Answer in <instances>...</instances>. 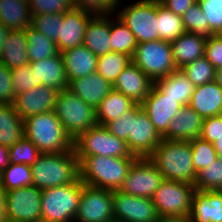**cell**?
<instances>
[{"label":"cell","mask_w":222,"mask_h":222,"mask_svg":"<svg viewBox=\"0 0 222 222\" xmlns=\"http://www.w3.org/2000/svg\"><path fill=\"white\" fill-rule=\"evenodd\" d=\"M148 158L155 164L164 180L194 185L197 173L193 167L190 141L162 139Z\"/></svg>","instance_id":"1"},{"label":"cell","mask_w":222,"mask_h":222,"mask_svg":"<svg viewBox=\"0 0 222 222\" xmlns=\"http://www.w3.org/2000/svg\"><path fill=\"white\" fill-rule=\"evenodd\" d=\"M31 167L33 185L40 190L68 185L79 179V161L75 150L41 153Z\"/></svg>","instance_id":"2"},{"label":"cell","mask_w":222,"mask_h":222,"mask_svg":"<svg viewBox=\"0 0 222 222\" xmlns=\"http://www.w3.org/2000/svg\"><path fill=\"white\" fill-rule=\"evenodd\" d=\"M136 159L99 155L84 157L79 162V179L87 186L119 190Z\"/></svg>","instance_id":"3"},{"label":"cell","mask_w":222,"mask_h":222,"mask_svg":"<svg viewBox=\"0 0 222 222\" xmlns=\"http://www.w3.org/2000/svg\"><path fill=\"white\" fill-rule=\"evenodd\" d=\"M24 136L41 153H62L73 150V140L66 134L54 110L24 119Z\"/></svg>","instance_id":"4"},{"label":"cell","mask_w":222,"mask_h":222,"mask_svg":"<svg viewBox=\"0 0 222 222\" xmlns=\"http://www.w3.org/2000/svg\"><path fill=\"white\" fill-rule=\"evenodd\" d=\"M83 184L78 179L68 185L42 190V222H74Z\"/></svg>","instance_id":"5"},{"label":"cell","mask_w":222,"mask_h":222,"mask_svg":"<svg viewBox=\"0 0 222 222\" xmlns=\"http://www.w3.org/2000/svg\"><path fill=\"white\" fill-rule=\"evenodd\" d=\"M54 112L73 141L97 125L96 109L68 89L58 92Z\"/></svg>","instance_id":"6"},{"label":"cell","mask_w":222,"mask_h":222,"mask_svg":"<svg viewBox=\"0 0 222 222\" xmlns=\"http://www.w3.org/2000/svg\"><path fill=\"white\" fill-rule=\"evenodd\" d=\"M78 161L84 157L99 155L103 157L138 158L132 155L126 141L112 135L104 126L95 125L73 141Z\"/></svg>","instance_id":"7"},{"label":"cell","mask_w":222,"mask_h":222,"mask_svg":"<svg viewBox=\"0 0 222 222\" xmlns=\"http://www.w3.org/2000/svg\"><path fill=\"white\" fill-rule=\"evenodd\" d=\"M132 62L153 82L175 71L171 43L161 39L138 43Z\"/></svg>","instance_id":"8"},{"label":"cell","mask_w":222,"mask_h":222,"mask_svg":"<svg viewBox=\"0 0 222 222\" xmlns=\"http://www.w3.org/2000/svg\"><path fill=\"white\" fill-rule=\"evenodd\" d=\"M194 192L192 184L164 180L151 199L159 216L189 218Z\"/></svg>","instance_id":"9"},{"label":"cell","mask_w":222,"mask_h":222,"mask_svg":"<svg viewBox=\"0 0 222 222\" xmlns=\"http://www.w3.org/2000/svg\"><path fill=\"white\" fill-rule=\"evenodd\" d=\"M119 13L117 17L135 35L137 43L159 39L157 0H139L123 7Z\"/></svg>","instance_id":"10"},{"label":"cell","mask_w":222,"mask_h":222,"mask_svg":"<svg viewBox=\"0 0 222 222\" xmlns=\"http://www.w3.org/2000/svg\"><path fill=\"white\" fill-rule=\"evenodd\" d=\"M163 181V175L148 157L137 158L119 191L135 197L152 198Z\"/></svg>","instance_id":"11"},{"label":"cell","mask_w":222,"mask_h":222,"mask_svg":"<svg viewBox=\"0 0 222 222\" xmlns=\"http://www.w3.org/2000/svg\"><path fill=\"white\" fill-rule=\"evenodd\" d=\"M113 216V191L82 185L74 222H106Z\"/></svg>","instance_id":"12"},{"label":"cell","mask_w":222,"mask_h":222,"mask_svg":"<svg viewBox=\"0 0 222 222\" xmlns=\"http://www.w3.org/2000/svg\"><path fill=\"white\" fill-rule=\"evenodd\" d=\"M42 190L34 185L6 192V219L24 222H42Z\"/></svg>","instance_id":"13"},{"label":"cell","mask_w":222,"mask_h":222,"mask_svg":"<svg viewBox=\"0 0 222 222\" xmlns=\"http://www.w3.org/2000/svg\"><path fill=\"white\" fill-rule=\"evenodd\" d=\"M163 138L156 131L141 104L136 107V118H132L131 135L127 146L132 155L138 158L149 157Z\"/></svg>","instance_id":"14"},{"label":"cell","mask_w":222,"mask_h":222,"mask_svg":"<svg viewBox=\"0 0 222 222\" xmlns=\"http://www.w3.org/2000/svg\"><path fill=\"white\" fill-rule=\"evenodd\" d=\"M113 216L125 222H156L159 215L151 198L113 191Z\"/></svg>","instance_id":"15"},{"label":"cell","mask_w":222,"mask_h":222,"mask_svg":"<svg viewBox=\"0 0 222 222\" xmlns=\"http://www.w3.org/2000/svg\"><path fill=\"white\" fill-rule=\"evenodd\" d=\"M141 106L162 138L167 134L171 120L183 107L176 99L166 96L155 84Z\"/></svg>","instance_id":"16"},{"label":"cell","mask_w":222,"mask_h":222,"mask_svg":"<svg viewBox=\"0 0 222 222\" xmlns=\"http://www.w3.org/2000/svg\"><path fill=\"white\" fill-rule=\"evenodd\" d=\"M58 92L43 84L39 85L16 94L13 101L14 109L23 120L33 115L52 111L55 108Z\"/></svg>","instance_id":"17"},{"label":"cell","mask_w":222,"mask_h":222,"mask_svg":"<svg viewBox=\"0 0 222 222\" xmlns=\"http://www.w3.org/2000/svg\"><path fill=\"white\" fill-rule=\"evenodd\" d=\"M153 84L154 82L132 62L118 75L113 84V90L141 104L149 95Z\"/></svg>","instance_id":"18"},{"label":"cell","mask_w":222,"mask_h":222,"mask_svg":"<svg viewBox=\"0 0 222 222\" xmlns=\"http://www.w3.org/2000/svg\"><path fill=\"white\" fill-rule=\"evenodd\" d=\"M93 16L75 7L63 14V25L56 42L59 52L83 45L86 26Z\"/></svg>","instance_id":"19"},{"label":"cell","mask_w":222,"mask_h":222,"mask_svg":"<svg viewBox=\"0 0 222 222\" xmlns=\"http://www.w3.org/2000/svg\"><path fill=\"white\" fill-rule=\"evenodd\" d=\"M67 89L96 109L113 90V85L96 71L87 76L70 80Z\"/></svg>","instance_id":"20"},{"label":"cell","mask_w":222,"mask_h":222,"mask_svg":"<svg viewBox=\"0 0 222 222\" xmlns=\"http://www.w3.org/2000/svg\"><path fill=\"white\" fill-rule=\"evenodd\" d=\"M32 73L36 76V87L45 85L57 91L68 88L63 58L61 53L36 62H29Z\"/></svg>","instance_id":"21"},{"label":"cell","mask_w":222,"mask_h":222,"mask_svg":"<svg viewBox=\"0 0 222 222\" xmlns=\"http://www.w3.org/2000/svg\"><path fill=\"white\" fill-rule=\"evenodd\" d=\"M190 222H222V191L195 190Z\"/></svg>","instance_id":"22"},{"label":"cell","mask_w":222,"mask_h":222,"mask_svg":"<svg viewBox=\"0 0 222 222\" xmlns=\"http://www.w3.org/2000/svg\"><path fill=\"white\" fill-rule=\"evenodd\" d=\"M203 118L189 105L171 120L165 140L190 141L200 136Z\"/></svg>","instance_id":"23"},{"label":"cell","mask_w":222,"mask_h":222,"mask_svg":"<svg viewBox=\"0 0 222 222\" xmlns=\"http://www.w3.org/2000/svg\"><path fill=\"white\" fill-rule=\"evenodd\" d=\"M60 53L68 82L96 72L98 56L85 45L76 46Z\"/></svg>","instance_id":"24"},{"label":"cell","mask_w":222,"mask_h":222,"mask_svg":"<svg viewBox=\"0 0 222 222\" xmlns=\"http://www.w3.org/2000/svg\"><path fill=\"white\" fill-rule=\"evenodd\" d=\"M189 106L203 119L222 115V88L216 81L196 86Z\"/></svg>","instance_id":"25"},{"label":"cell","mask_w":222,"mask_h":222,"mask_svg":"<svg viewBox=\"0 0 222 222\" xmlns=\"http://www.w3.org/2000/svg\"><path fill=\"white\" fill-rule=\"evenodd\" d=\"M207 37L184 32L176 40L170 42L173 59L177 69H181L196 59L205 56Z\"/></svg>","instance_id":"26"},{"label":"cell","mask_w":222,"mask_h":222,"mask_svg":"<svg viewBox=\"0 0 222 222\" xmlns=\"http://www.w3.org/2000/svg\"><path fill=\"white\" fill-rule=\"evenodd\" d=\"M83 45L96 56L111 52L110 15H94L88 22Z\"/></svg>","instance_id":"27"},{"label":"cell","mask_w":222,"mask_h":222,"mask_svg":"<svg viewBox=\"0 0 222 222\" xmlns=\"http://www.w3.org/2000/svg\"><path fill=\"white\" fill-rule=\"evenodd\" d=\"M154 84L166 95L176 99L183 106L189 105L195 86L181 69H176L167 77L157 79Z\"/></svg>","instance_id":"28"},{"label":"cell","mask_w":222,"mask_h":222,"mask_svg":"<svg viewBox=\"0 0 222 222\" xmlns=\"http://www.w3.org/2000/svg\"><path fill=\"white\" fill-rule=\"evenodd\" d=\"M0 62L10 70L29 63L27 56V38L24 30H10L0 56Z\"/></svg>","instance_id":"29"},{"label":"cell","mask_w":222,"mask_h":222,"mask_svg":"<svg viewBox=\"0 0 222 222\" xmlns=\"http://www.w3.org/2000/svg\"><path fill=\"white\" fill-rule=\"evenodd\" d=\"M0 23L10 30H24L32 23L29 3L20 0H0Z\"/></svg>","instance_id":"30"},{"label":"cell","mask_w":222,"mask_h":222,"mask_svg":"<svg viewBox=\"0 0 222 222\" xmlns=\"http://www.w3.org/2000/svg\"><path fill=\"white\" fill-rule=\"evenodd\" d=\"M24 136V120L13 104H0V145L11 147Z\"/></svg>","instance_id":"31"},{"label":"cell","mask_w":222,"mask_h":222,"mask_svg":"<svg viewBox=\"0 0 222 222\" xmlns=\"http://www.w3.org/2000/svg\"><path fill=\"white\" fill-rule=\"evenodd\" d=\"M135 102L123 93L112 90L96 108V121L104 126L130 109Z\"/></svg>","instance_id":"32"},{"label":"cell","mask_w":222,"mask_h":222,"mask_svg":"<svg viewBox=\"0 0 222 222\" xmlns=\"http://www.w3.org/2000/svg\"><path fill=\"white\" fill-rule=\"evenodd\" d=\"M27 38V56L29 62H36L59 54L56 42L46 37L31 25L25 29Z\"/></svg>","instance_id":"33"},{"label":"cell","mask_w":222,"mask_h":222,"mask_svg":"<svg viewBox=\"0 0 222 222\" xmlns=\"http://www.w3.org/2000/svg\"><path fill=\"white\" fill-rule=\"evenodd\" d=\"M110 14L111 52H118L133 57L137 40L130 29L117 17L114 21Z\"/></svg>","instance_id":"34"},{"label":"cell","mask_w":222,"mask_h":222,"mask_svg":"<svg viewBox=\"0 0 222 222\" xmlns=\"http://www.w3.org/2000/svg\"><path fill=\"white\" fill-rule=\"evenodd\" d=\"M157 26L159 39L172 42L182 35L185 30L182 17L174 14L157 0Z\"/></svg>","instance_id":"35"},{"label":"cell","mask_w":222,"mask_h":222,"mask_svg":"<svg viewBox=\"0 0 222 222\" xmlns=\"http://www.w3.org/2000/svg\"><path fill=\"white\" fill-rule=\"evenodd\" d=\"M131 63V56L109 52L98 56L96 71L113 85L118 75Z\"/></svg>","instance_id":"36"},{"label":"cell","mask_w":222,"mask_h":222,"mask_svg":"<svg viewBox=\"0 0 222 222\" xmlns=\"http://www.w3.org/2000/svg\"><path fill=\"white\" fill-rule=\"evenodd\" d=\"M0 183L5 191L33 185L31 167L25 164H13L0 174Z\"/></svg>","instance_id":"37"},{"label":"cell","mask_w":222,"mask_h":222,"mask_svg":"<svg viewBox=\"0 0 222 222\" xmlns=\"http://www.w3.org/2000/svg\"><path fill=\"white\" fill-rule=\"evenodd\" d=\"M181 70L195 87L216 80V68L205 56L186 64Z\"/></svg>","instance_id":"38"},{"label":"cell","mask_w":222,"mask_h":222,"mask_svg":"<svg viewBox=\"0 0 222 222\" xmlns=\"http://www.w3.org/2000/svg\"><path fill=\"white\" fill-rule=\"evenodd\" d=\"M195 190L198 191H221L222 190V161L217 158L208 167L197 173L194 182Z\"/></svg>","instance_id":"39"},{"label":"cell","mask_w":222,"mask_h":222,"mask_svg":"<svg viewBox=\"0 0 222 222\" xmlns=\"http://www.w3.org/2000/svg\"><path fill=\"white\" fill-rule=\"evenodd\" d=\"M192 147V162L196 173L208 167L210 163L218 158L214 145L207 140L197 137L190 140Z\"/></svg>","instance_id":"40"},{"label":"cell","mask_w":222,"mask_h":222,"mask_svg":"<svg viewBox=\"0 0 222 222\" xmlns=\"http://www.w3.org/2000/svg\"><path fill=\"white\" fill-rule=\"evenodd\" d=\"M182 22L185 32L202 35L204 37L209 36V22L205 18V14L196 1L182 15Z\"/></svg>","instance_id":"41"},{"label":"cell","mask_w":222,"mask_h":222,"mask_svg":"<svg viewBox=\"0 0 222 222\" xmlns=\"http://www.w3.org/2000/svg\"><path fill=\"white\" fill-rule=\"evenodd\" d=\"M41 152L34 143L23 136L18 142L9 147L10 163L33 165Z\"/></svg>","instance_id":"42"},{"label":"cell","mask_w":222,"mask_h":222,"mask_svg":"<svg viewBox=\"0 0 222 222\" xmlns=\"http://www.w3.org/2000/svg\"><path fill=\"white\" fill-rule=\"evenodd\" d=\"M61 25H63V14L32 15L31 26L50 38L53 42H57L58 40Z\"/></svg>","instance_id":"43"},{"label":"cell","mask_w":222,"mask_h":222,"mask_svg":"<svg viewBox=\"0 0 222 222\" xmlns=\"http://www.w3.org/2000/svg\"><path fill=\"white\" fill-rule=\"evenodd\" d=\"M138 103H135L130 109H128L121 116L116 119L107 122L104 127L117 138L126 141L131 135L132 118H136V107Z\"/></svg>","instance_id":"44"},{"label":"cell","mask_w":222,"mask_h":222,"mask_svg":"<svg viewBox=\"0 0 222 222\" xmlns=\"http://www.w3.org/2000/svg\"><path fill=\"white\" fill-rule=\"evenodd\" d=\"M209 22V36L222 34V0H197Z\"/></svg>","instance_id":"45"},{"label":"cell","mask_w":222,"mask_h":222,"mask_svg":"<svg viewBox=\"0 0 222 222\" xmlns=\"http://www.w3.org/2000/svg\"><path fill=\"white\" fill-rule=\"evenodd\" d=\"M32 15L39 14H64L72 9L73 0H29Z\"/></svg>","instance_id":"46"},{"label":"cell","mask_w":222,"mask_h":222,"mask_svg":"<svg viewBox=\"0 0 222 222\" xmlns=\"http://www.w3.org/2000/svg\"><path fill=\"white\" fill-rule=\"evenodd\" d=\"M121 0H73V6L93 15H108L116 11Z\"/></svg>","instance_id":"47"},{"label":"cell","mask_w":222,"mask_h":222,"mask_svg":"<svg viewBox=\"0 0 222 222\" xmlns=\"http://www.w3.org/2000/svg\"><path fill=\"white\" fill-rule=\"evenodd\" d=\"M11 76L15 95L36 88V76L32 73L29 63L12 69Z\"/></svg>","instance_id":"48"},{"label":"cell","mask_w":222,"mask_h":222,"mask_svg":"<svg viewBox=\"0 0 222 222\" xmlns=\"http://www.w3.org/2000/svg\"><path fill=\"white\" fill-rule=\"evenodd\" d=\"M205 57L216 69L222 67V34L207 37Z\"/></svg>","instance_id":"49"},{"label":"cell","mask_w":222,"mask_h":222,"mask_svg":"<svg viewBox=\"0 0 222 222\" xmlns=\"http://www.w3.org/2000/svg\"><path fill=\"white\" fill-rule=\"evenodd\" d=\"M199 137L212 144L222 138V115L203 119Z\"/></svg>","instance_id":"50"},{"label":"cell","mask_w":222,"mask_h":222,"mask_svg":"<svg viewBox=\"0 0 222 222\" xmlns=\"http://www.w3.org/2000/svg\"><path fill=\"white\" fill-rule=\"evenodd\" d=\"M14 98L11 70L0 62V104H13Z\"/></svg>","instance_id":"51"},{"label":"cell","mask_w":222,"mask_h":222,"mask_svg":"<svg viewBox=\"0 0 222 222\" xmlns=\"http://www.w3.org/2000/svg\"><path fill=\"white\" fill-rule=\"evenodd\" d=\"M196 1L197 0H160V3L174 14L182 17L189 6L193 5Z\"/></svg>","instance_id":"52"},{"label":"cell","mask_w":222,"mask_h":222,"mask_svg":"<svg viewBox=\"0 0 222 222\" xmlns=\"http://www.w3.org/2000/svg\"><path fill=\"white\" fill-rule=\"evenodd\" d=\"M9 147L0 145V174L9 166Z\"/></svg>","instance_id":"53"},{"label":"cell","mask_w":222,"mask_h":222,"mask_svg":"<svg viewBox=\"0 0 222 222\" xmlns=\"http://www.w3.org/2000/svg\"><path fill=\"white\" fill-rule=\"evenodd\" d=\"M6 221V191L0 183V222Z\"/></svg>","instance_id":"54"},{"label":"cell","mask_w":222,"mask_h":222,"mask_svg":"<svg viewBox=\"0 0 222 222\" xmlns=\"http://www.w3.org/2000/svg\"><path fill=\"white\" fill-rule=\"evenodd\" d=\"M156 222H190L187 217H165L159 216Z\"/></svg>","instance_id":"55"},{"label":"cell","mask_w":222,"mask_h":222,"mask_svg":"<svg viewBox=\"0 0 222 222\" xmlns=\"http://www.w3.org/2000/svg\"><path fill=\"white\" fill-rule=\"evenodd\" d=\"M9 32L10 29H7L2 23H0V56L3 49V44L6 38H8Z\"/></svg>","instance_id":"56"},{"label":"cell","mask_w":222,"mask_h":222,"mask_svg":"<svg viewBox=\"0 0 222 222\" xmlns=\"http://www.w3.org/2000/svg\"><path fill=\"white\" fill-rule=\"evenodd\" d=\"M215 81L222 88V67L216 69V80Z\"/></svg>","instance_id":"57"},{"label":"cell","mask_w":222,"mask_h":222,"mask_svg":"<svg viewBox=\"0 0 222 222\" xmlns=\"http://www.w3.org/2000/svg\"><path fill=\"white\" fill-rule=\"evenodd\" d=\"M215 150H222V138L213 143Z\"/></svg>","instance_id":"58"},{"label":"cell","mask_w":222,"mask_h":222,"mask_svg":"<svg viewBox=\"0 0 222 222\" xmlns=\"http://www.w3.org/2000/svg\"><path fill=\"white\" fill-rule=\"evenodd\" d=\"M218 158L222 161V150H216Z\"/></svg>","instance_id":"59"},{"label":"cell","mask_w":222,"mask_h":222,"mask_svg":"<svg viewBox=\"0 0 222 222\" xmlns=\"http://www.w3.org/2000/svg\"><path fill=\"white\" fill-rule=\"evenodd\" d=\"M106 222H125V221H122V220H119V219H115V218H112L111 220H108Z\"/></svg>","instance_id":"60"},{"label":"cell","mask_w":222,"mask_h":222,"mask_svg":"<svg viewBox=\"0 0 222 222\" xmlns=\"http://www.w3.org/2000/svg\"><path fill=\"white\" fill-rule=\"evenodd\" d=\"M5 222H24V221H19V220H12V219H6Z\"/></svg>","instance_id":"61"}]
</instances>
